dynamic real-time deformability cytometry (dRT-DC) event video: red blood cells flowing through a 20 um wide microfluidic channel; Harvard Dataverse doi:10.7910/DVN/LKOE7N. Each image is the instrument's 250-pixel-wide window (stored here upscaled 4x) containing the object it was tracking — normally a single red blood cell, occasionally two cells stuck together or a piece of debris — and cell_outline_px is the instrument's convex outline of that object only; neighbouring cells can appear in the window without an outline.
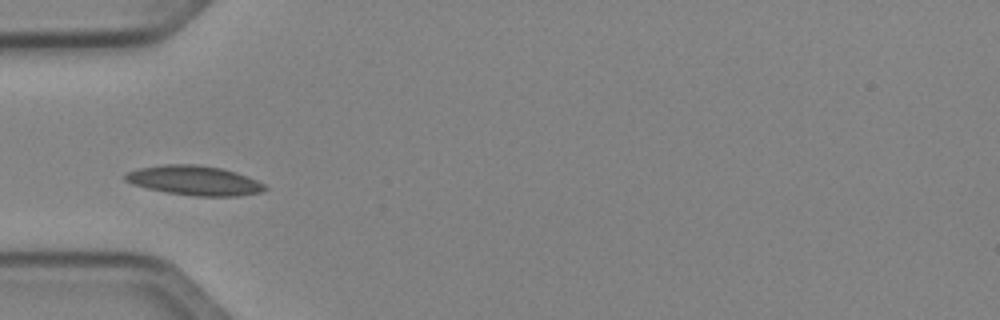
{"species": "Egyptian fruit bat (a non-hibernating species)", "species_latin": "Rousettus aegyptiacus", "temperature_condition": "cold", "stored_images_in_passage": 35, "camera_frame_rate_fps": 3000, "um_per_image_px": 0.085, "animal": {"sex": "female"}, "frame": {"image": 1, "passage_image": 1, "time_ms": 0.0, "image_size_px": [1000, 320], "cell_outline_px": [[268, 188], [260, 192], [240, 196], [192, 196], [168, 192], [148, 188], [132, 184], [124, 180], [124, 176], [128, 172], [140, 168], [164, 164], [196, 164], [220, 168], [236, 172], [248, 176], [264, 184]], "centroid_in_image_um": [16.54, 15.34], "position_along_channel_um": 68.5, "area_um2": 23.93}}
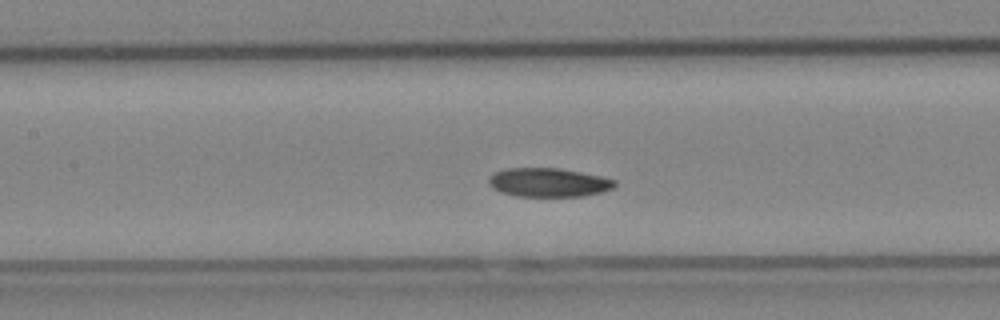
{"frame": {"image": 2, "passage_image": 8, "time_ms": 2.333, "image_size_px": [1000, 320], "cell_outline_px": [[616, 184], [612, 188], [600, 192], [584, 196], [516, 196], [500, 192], [492, 188], [488, 184], [488, 176], [504, 168], [556, 168], [580, 172], [600, 176], [616, 180]], "centroid_in_image_um": [46.57, 15.51], "position_along_channel_um": 160.8, "area_um2": 21.15}}
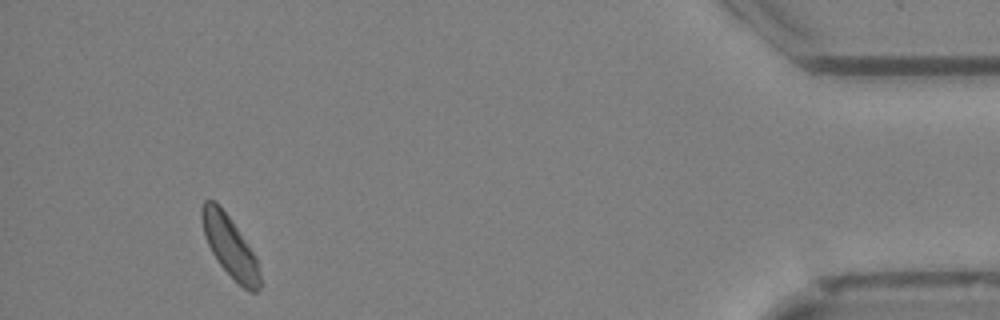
{"frame": {"image": 3, "passage_image": 32, "time_ms": 10.333, "image_size_px": [1000, 320], "cell_outline_px": [[260, 288], [256, 292], [248, 292], [216, 260], [204, 236], [200, 220], [200, 208], [204, 200], [216, 200], [228, 216], [248, 244], [256, 256], [260, 272]], "centroid_in_image_um": [19.51, 20.91], "position_along_channel_um": 415.7, "area_um2": 20.58}, "authors_computed_cell_mechanics": {"area_um2": 21.2704, "velocity_mm_per_s": 3.9865, "shape_relaxation_time_tau1_ms": 2.8613, "shape_relaxation_time_tau2_ms": null, "deformation_change_tau1": 0.0818, "deformation_change_tau2": null}}